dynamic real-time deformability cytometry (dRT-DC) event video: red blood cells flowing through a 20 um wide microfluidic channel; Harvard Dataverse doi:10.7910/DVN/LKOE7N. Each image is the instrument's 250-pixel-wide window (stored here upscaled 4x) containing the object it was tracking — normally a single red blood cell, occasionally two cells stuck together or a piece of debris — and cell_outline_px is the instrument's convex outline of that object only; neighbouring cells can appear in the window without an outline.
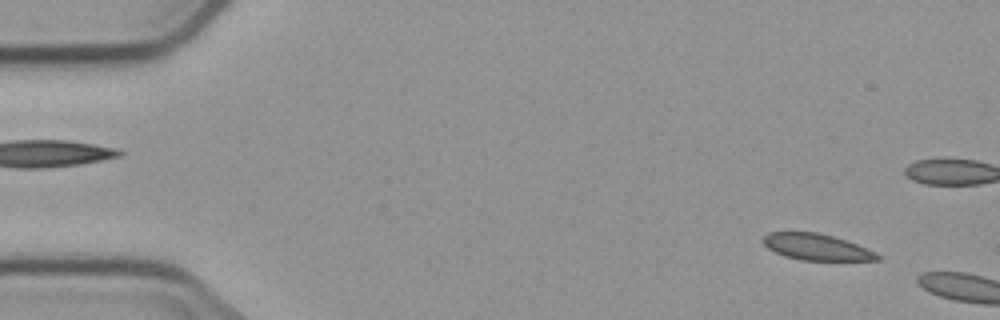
{"species": "common noctule bat (a hibernating species)", "species_latin": "Nyctalus noctula", "temperature_condition": "cold", "stored_images_in_passage": 2, "camera_frame_rate_fps": 3000, "um_per_image_px": 0.085, "animal": {"sex": "male", "body_mass_g": 23.1, "forearm_length_mm": 52.7}, "frame": {"image": 1, "passage_image": 1, "time_ms": 0.0, "image_size_px": [1000, 320], "cell_outline_px": [[880, 260], [800, 260], [784, 256], [768, 248], [760, 240], [768, 232], [816, 232], [832, 236], [856, 244], [880, 256]], "centroid_in_image_um": [69.32, 20.99], "position_along_channel_um": 15.7, "area_um2": 17.22}}